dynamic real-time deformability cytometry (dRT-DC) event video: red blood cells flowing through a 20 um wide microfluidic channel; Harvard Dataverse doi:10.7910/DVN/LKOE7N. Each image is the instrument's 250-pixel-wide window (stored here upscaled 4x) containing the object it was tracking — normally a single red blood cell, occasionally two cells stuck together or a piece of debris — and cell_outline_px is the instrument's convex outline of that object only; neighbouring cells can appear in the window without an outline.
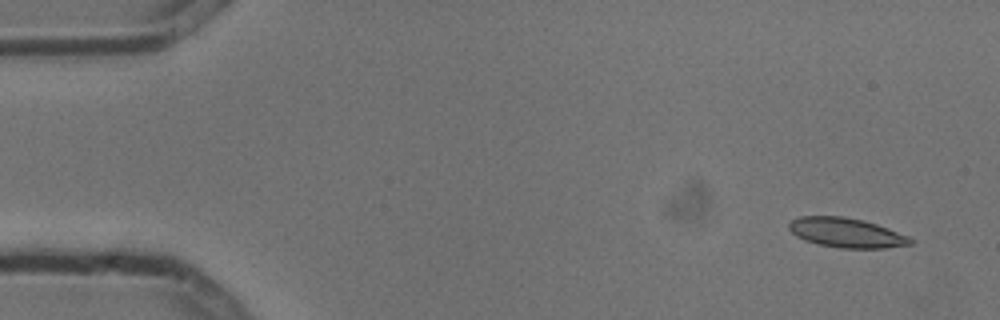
{"species": "common noctule bat (a hibernating species)", "species_latin": "Nyctalus noctula", "temperature_condition": "cold", "stored_images_in_passage": 2, "segment_of_instrument_passage": [2, 2], "camera_frame_rate_fps": 3000, "um_per_image_px": 0.085, "animal": {"sex": "male", "body_mass_g": 13.3}, "frame": {"image": 1, "passage_image": 2, "time_ms": 0.333, "image_size_px": [1000, 320], "cell_outline_px": [[912, 244], [884, 248], [840, 248], [820, 244], [804, 240], [796, 236], [788, 228], [788, 224], [792, 220], [800, 216], [844, 216], [864, 220], [888, 228], [908, 236], [912, 240]], "centroid_in_image_um": [71.92, 19.77], "position_along_channel_um": 13.1, "area_um2": 20.87}}